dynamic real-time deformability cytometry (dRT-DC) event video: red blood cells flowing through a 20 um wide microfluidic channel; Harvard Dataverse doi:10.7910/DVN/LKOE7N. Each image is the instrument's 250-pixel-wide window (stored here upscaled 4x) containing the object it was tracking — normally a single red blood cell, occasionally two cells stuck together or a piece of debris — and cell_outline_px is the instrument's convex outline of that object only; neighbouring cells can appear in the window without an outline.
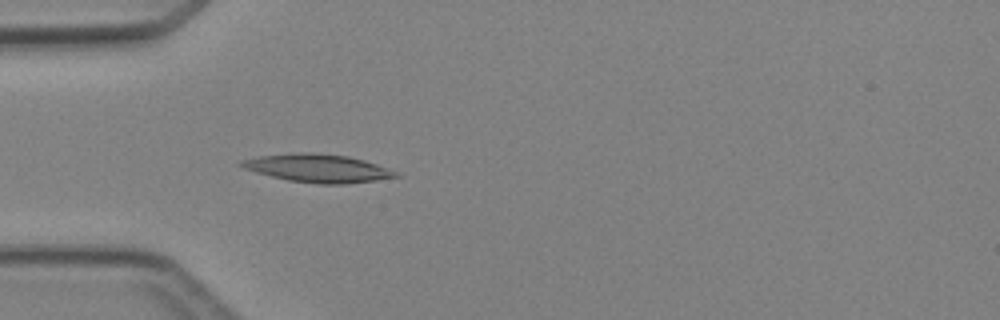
{"species": "Egyptian fruit bat (a non-hibernating species)", "species_latin": "Rousettus aegyptiacus", "temperature_condition": "cold", "stored_images_in_passage": 5, "camera_frame_rate_fps": 3000, "um_per_image_px": 0.085, "animal": {"sex": "female"}, "frame": {"image": 1, "passage_image": 5, "time_ms": 4.667, "image_size_px": [1000, 320], "cell_outline_px": [[404, 176], [376, 180], [344, 184], [320, 184], [288, 180], [256, 172], [244, 168], [236, 164], [240, 160], [256, 156], [296, 152], [312, 152], [348, 156], [364, 160], [388, 168]], "centroid_in_image_um": [26.99, 14.29], "position_along_channel_um": 58.0, "area_um2": 25.43}}